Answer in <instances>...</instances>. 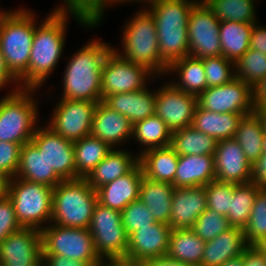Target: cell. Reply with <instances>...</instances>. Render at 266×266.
I'll use <instances>...</instances> for the list:
<instances>
[{"label":"cell","instance_id":"cell-1","mask_svg":"<svg viewBox=\"0 0 266 266\" xmlns=\"http://www.w3.org/2000/svg\"><path fill=\"white\" fill-rule=\"evenodd\" d=\"M112 50L95 39L76 52L65 70L61 99L101 102L102 67Z\"/></svg>","mask_w":266,"mask_h":266},{"label":"cell","instance_id":"cell-2","mask_svg":"<svg viewBox=\"0 0 266 266\" xmlns=\"http://www.w3.org/2000/svg\"><path fill=\"white\" fill-rule=\"evenodd\" d=\"M67 17L66 13L51 12L35 27L28 70L18 80L21 88H39L54 70L64 48Z\"/></svg>","mask_w":266,"mask_h":266},{"label":"cell","instance_id":"cell-3","mask_svg":"<svg viewBox=\"0 0 266 266\" xmlns=\"http://www.w3.org/2000/svg\"><path fill=\"white\" fill-rule=\"evenodd\" d=\"M196 0H155L148 10L155 21L160 58L169 65L189 56L188 21Z\"/></svg>","mask_w":266,"mask_h":266},{"label":"cell","instance_id":"cell-4","mask_svg":"<svg viewBox=\"0 0 266 266\" xmlns=\"http://www.w3.org/2000/svg\"><path fill=\"white\" fill-rule=\"evenodd\" d=\"M29 10L0 12V49L6 68L18 81L28 70L35 32V17Z\"/></svg>","mask_w":266,"mask_h":266},{"label":"cell","instance_id":"cell-5","mask_svg":"<svg viewBox=\"0 0 266 266\" xmlns=\"http://www.w3.org/2000/svg\"><path fill=\"white\" fill-rule=\"evenodd\" d=\"M97 194L85 178L63 180L53 188L50 223L63 227L89 229Z\"/></svg>","mask_w":266,"mask_h":266},{"label":"cell","instance_id":"cell-6","mask_svg":"<svg viewBox=\"0 0 266 266\" xmlns=\"http://www.w3.org/2000/svg\"><path fill=\"white\" fill-rule=\"evenodd\" d=\"M142 10L126 23L122 39L125 54L113 50L125 60L147 67L156 77L165 75L168 65L160 58L154 18L148 9Z\"/></svg>","mask_w":266,"mask_h":266},{"label":"cell","instance_id":"cell-7","mask_svg":"<svg viewBox=\"0 0 266 266\" xmlns=\"http://www.w3.org/2000/svg\"><path fill=\"white\" fill-rule=\"evenodd\" d=\"M16 88L0 100V141L24 145L37 130V103L30 95L37 89Z\"/></svg>","mask_w":266,"mask_h":266},{"label":"cell","instance_id":"cell-8","mask_svg":"<svg viewBox=\"0 0 266 266\" xmlns=\"http://www.w3.org/2000/svg\"><path fill=\"white\" fill-rule=\"evenodd\" d=\"M17 222L22 228L43 229L52 219L53 188L42 183L12 177L7 192Z\"/></svg>","mask_w":266,"mask_h":266},{"label":"cell","instance_id":"cell-9","mask_svg":"<svg viewBox=\"0 0 266 266\" xmlns=\"http://www.w3.org/2000/svg\"><path fill=\"white\" fill-rule=\"evenodd\" d=\"M89 231L97 254L103 260L126 259L129 236L123 226L120 211L96 203Z\"/></svg>","mask_w":266,"mask_h":266},{"label":"cell","instance_id":"cell-10","mask_svg":"<svg viewBox=\"0 0 266 266\" xmlns=\"http://www.w3.org/2000/svg\"><path fill=\"white\" fill-rule=\"evenodd\" d=\"M42 255H60L80 261H102L87 228L49 225L41 229Z\"/></svg>","mask_w":266,"mask_h":266},{"label":"cell","instance_id":"cell-11","mask_svg":"<svg viewBox=\"0 0 266 266\" xmlns=\"http://www.w3.org/2000/svg\"><path fill=\"white\" fill-rule=\"evenodd\" d=\"M154 75L147 67L127 61L112 50L102 67V101L109 95L145 89V80Z\"/></svg>","mask_w":266,"mask_h":266},{"label":"cell","instance_id":"cell-12","mask_svg":"<svg viewBox=\"0 0 266 266\" xmlns=\"http://www.w3.org/2000/svg\"><path fill=\"white\" fill-rule=\"evenodd\" d=\"M220 20L206 3H197L188 21L189 55L204 59L222 55Z\"/></svg>","mask_w":266,"mask_h":266},{"label":"cell","instance_id":"cell-13","mask_svg":"<svg viewBox=\"0 0 266 266\" xmlns=\"http://www.w3.org/2000/svg\"><path fill=\"white\" fill-rule=\"evenodd\" d=\"M98 102L60 99L48 123L54 132L71 142L91 134Z\"/></svg>","mask_w":266,"mask_h":266},{"label":"cell","instance_id":"cell-14","mask_svg":"<svg viewBox=\"0 0 266 266\" xmlns=\"http://www.w3.org/2000/svg\"><path fill=\"white\" fill-rule=\"evenodd\" d=\"M200 108L219 113H240L243 116L254 112L252 88L237 78L231 82L209 87L197 97Z\"/></svg>","mask_w":266,"mask_h":266},{"label":"cell","instance_id":"cell-15","mask_svg":"<svg viewBox=\"0 0 266 266\" xmlns=\"http://www.w3.org/2000/svg\"><path fill=\"white\" fill-rule=\"evenodd\" d=\"M37 128L31 141L40 154L44 155L48 166L62 180L76 179L73 142L61 137L48 126Z\"/></svg>","mask_w":266,"mask_h":266},{"label":"cell","instance_id":"cell-16","mask_svg":"<svg viewBox=\"0 0 266 266\" xmlns=\"http://www.w3.org/2000/svg\"><path fill=\"white\" fill-rule=\"evenodd\" d=\"M197 105V96L180 91L170 83L156 91L155 114L172 132L192 126Z\"/></svg>","mask_w":266,"mask_h":266},{"label":"cell","instance_id":"cell-17","mask_svg":"<svg viewBox=\"0 0 266 266\" xmlns=\"http://www.w3.org/2000/svg\"><path fill=\"white\" fill-rule=\"evenodd\" d=\"M0 266H42L41 232L20 228L0 243Z\"/></svg>","mask_w":266,"mask_h":266},{"label":"cell","instance_id":"cell-18","mask_svg":"<svg viewBox=\"0 0 266 266\" xmlns=\"http://www.w3.org/2000/svg\"><path fill=\"white\" fill-rule=\"evenodd\" d=\"M214 165L217 181L233 184L252 182V165L234 138L218 141Z\"/></svg>","mask_w":266,"mask_h":266},{"label":"cell","instance_id":"cell-19","mask_svg":"<svg viewBox=\"0 0 266 266\" xmlns=\"http://www.w3.org/2000/svg\"><path fill=\"white\" fill-rule=\"evenodd\" d=\"M172 228L156 222L149 227L139 228L129 236L126 259L133 262L166 255Z\"/></svg>","mask_w":266,"mask_h":266},{"label":"cell","instance_id":"cell-20","mask_svg":"<svg viewBox=\"0 0 266 266\" xmlns=\"http://www.w3.org/2000/svg\"><path fill=\"white\" fill-rule=\"evenodd\" d=\"M169 226L173 229L192 228L207 208L205 186L175 187L171 199Z\"/></svg>","mask_w":266,"mask_h":266},{"label":"cell","instance_id":"cell-21","mask_svg":"<svg viewBox=\"0 0 266 266\" xmlns=\"http://www.w3.org/2000/svg\"><path fill=\"white\" fill-rule=\"evenodd\" d=\"M143 177V169L138 162L125 175L96 189L97 201L121 212L128 204L139 199Z\"/></svg>","mask_w":266,"mask_h":266},{"label":"cell","instance_id":"cell-22","mask_svg":"<svg viewBox=\"0 0 266 266\" xmlns=\"http://www.w3.org/2000/svg\"><path fill=\"white\" fill-rule=\"evenodd\" d=\"M133 124L122 114L112 110L103 101L94 112L91 135L107 143L112 149L132 137ZM115 144V145H114Z\"/></svg>","mask_w":266,"mask_h":266},{"label":"cell","instance_id":"cell-23","mask_svg":"<svg viewBox=\"0 0 266 266\" xmlns=\"http://www.w3.org/2000/svg\"><path fill=\"white\" fill-rule=\"evenodd\" d=\"M103 102L112 110L124 115L132 124L155 114L156 91L148 88L107 96Z\"/></svg>","mask_w":266,"mask_h":266},{"label":"cell","instance_id":"cell-24","mask_svg":"<svg viewBox=\"0 0 266 266\" xmlns=\"http://www.w3.org/2000/svg\"><path fill=\"white\" fill-rule=\"evenodd\" d=\"M248 246L242 228L231 227L205 243L201 266H219L242 255Z\"/></svg>","mask_w":266,"mask_h":266},{"label":"cell","instance_id":"cell-25","mask_svg":"<svg viewBox=\"0 0 266 266\" xmlns=\"http://www.w3.org/2000/svg\"><path fill=\"white\" fill-rule=\"evenodd\" d=\"M215 180L214 155H181L172 185L206 186Z\"/></svg>","mask_w":266,"mask_h":266},{"label":"cell","instance_id":"cell-26","mask_svg":"<svg viewBox=\"0 0 266 266\" xmlns=\"http://www.w3.org/2000/svg\"><path fill=\"white\" fill-rule=\"evenodd\" d=\"M15 177L31 182L42 183L49 187H56L63 180L51 169L40 154L37 146L32 142L22 145L19 164Z\"/></svg>","mask_w":266,"mask_h":266},{"label":"cell","instance_id":"cell-27","mask_svg":"<svg viewBox=\"0 0 266 266\" xmlns=\"http://www.w3.org/2000/svg\"><path fill=\"white\" fill-rule=\"evenodd\" d=\"M174 189L171 183L142 178L139 200L149 208L156 222L169 224Z\"/></svg>","mask_w":266,"mask_h":266},{"label":"cell","instance_id":"cell-28","mask_svg":"<svg viewBox=\"0 0 266 266\" xmlns=\"http://www.w3.org/2000/svg\"><path fill=\"white\" fill-rule=\"evenodd\" d=\"M179 155L170 147L152 148L138 155L144 176L154 181L173 183Z\"/></svg>","mask_w":266,"mask_h":266},{"label":"cell","instance_id":"cell-29","mask_svg":"<svg viewBox=\"0 0 266 266\" xmlns=\"http://www.w3.org/2000/svg\"><path fill=\"white\" fill-rule=\"evenodd\" d=\"M242 116L240 113L213 112L197 105L192 126L217 141L226 140L233 138Z\"/></svg>","mask_w":266,"mask_h":266},{"label":"cell","instance_id":"cell-30","mask_svg":"<svg viewBox=\"0 0 266 266\" xmlns=\"http://www.w3.org/2000/svg\"><path fill=\"white\" fill-rule=\"evenodd\" d=\"M132 156L127 151L114 148L85 179L96 190L128 173L138 163V157Z\"/></svg>","mask_w":266,"mask_h":266},{"label":"cell","instance_id":"cell-31","mask_svg":"<svg viewBox=\"0 0 266 266\" xmlns=\"http://www.w3.org/2000/svg\"><path fill=\"white\" fill-rule=\"evenodd\" d=\"M176 72L181 81L171 84L187 94L199 96L207 89L206 75L203 60L200 58L185 56L168 65L167 72Z\"/></svg>","mask_w":266,"mask_h":266},{"label":"cell","instance_id":"cell-32","mask_svg":"<svg viewBox=\"0 0 266 266\" xmlns=\"http://www.w3.org/2000/svg\"><path fill=\"white\" fill-rule=\"evenodd\" d=\"M254 24L235 21L220 22L219 37L222 56L236 63L249 50Z\"/></svg>","mask_w":266,"mask_h":266},{"label":"cell","instance_id":"cell-33","mask_svg":"<svg viewBox=\"0 0 266 266\" xmlns=\"http://www.w3.org/2000/svg\"><path fill=\"white\" fill-rule=\"evenodd\" d=\"M205 241L191 229H173L167 255L190 266H201Z\"/></svg>","mask_w":266,"mask_h":266},{"label":"cell","instance_id":"cell-34","mask_svg":"<svg viewBox=\"0 0 266 266\" xmlns=\"http://www.w3.org/2000/svg\"><path fill=\"white\" fill-rule=\"evenodd\" d=\"M76 179L88 174L108 155L112 148L91 134L73 142Z\"/></svg>","mask_w":266,"mask_h":266},{"label":"cell","instance_id":"cell-35","mask_svg":"<svg viewBox=\"0 0 266 266\" xmlns=\"http://www.w3.org/2000/svg\"><path fill=\"white\" fill-rule=\"evenodd\" d=\"M218 141L188 126L172 132L170 147L177 155H214Z\"/></svg>","mask_w":266,"mask_h":266},{"label":"cell","instance_id":"cell-36","mask_svg":"<svg viewBox=\"0 0 266 266\" xmlns=\"http://www.w3.org/2000/svg\"><path fill=\"white\" fill-rule=\"evenodd\" d=\"M233 138L243 149L246 159L253 165L263 154L264 131L259 116L255 112L242 116Z\"/></svg>","mask_w":266,"mask_h":266},{"label":"cell","instance_id":"cell-37","mask_svg":"<svg viewBox=\"0 0 266 266\" xmlns=\"http://www.w3.org/2000/svg\"><path fill=\"white\" fill-rule=\"evenodd\" d=\"M132 135L139 143L146 146L143 151L152 148H164L170 146L172 131L167 124L156 114L133 124Z\"/></svg>","mask_w":266,"mask_h":266},{"label":"cell","instance_id":"cell-38","mask_svg":"<svg viewBox=\"0 0 266 266\" xmlns=\"http://www.w3.org/2000/svg\"><path fill=\"white\" fill-rule=\"evenodd\" d=\"M261 188L254 182L235 184V190L231 195L230 211L227 218L232 227L244 229L247 225L255 196Z\"/></svg>","mask_w":266,"mask_h":266},{"label":"cell","instance_id":"cell-39","mask_svg":"<svg viewBox=\"0 0 266 266\" xmlns=\"http://www.w3.org/2000/svg\"><path fill=\"white\" fill-rule=\"evenodd\" d=\"M255 0H208L207 6L222 21L255 23Z\"/></svg>","mask_w":266,"mask_h":266},{"label":"cell","instance_id":"cell-40","mask_svg":"<svg viewBox=\"0 0 266 266\" xmlns=\"http://www.w3.org/2000/svg\"><path fill=\"white\" fill-rule=\"evenodd\" d=\"M65 5L56 7V13L70 12V15L76 17L82 26L92 27L102 21L103 12L108 5V0H64ZM107 4V5H106Z\"/></svg>","mask_w":266,"mask_h":266},{"label":"cell","instance_id":"cell-41","mask_svg":"<svg viewBox=\"0 0 266 266\" xmlns=\"http://www.w3.org/2000/svg\"><path fill=\"white\" fill-rule=\"evenodd\" d=\"M235 78L246 82L251 88L266 76V54L249 49L235 63Z\"/></svg>","mask_w":266,"mask_h":266},{"label":"cell","instance_id":"cell-42","mask_svg":"<svg viewBox=\"0 0 266 266\" xmlns=\"http://www.w3.org/2000/svg\"><path fill=\"white\" fill-rule=\"evenodd\" d=\"M243 232L248 245H253L266 236V189L261 188L257 192L249 221Z\"/></svg>","mask_w":266,"mask_h":266},{"label":"cell","instance_id":"cell-43","mask_svg":"<svg viewBox=\"0 0 266 266\" xmlns=\"http://www.w3.org/2000/svg\"><path fill=\"white\" fill-rule=\"evenodd\" d=\"M232 226L228 218L211 209L206 210L197 218L191 228L203 241H211Z\"/></svg>","mask_w":266,"mask_h":266},{"label":"cell","instance_id":"cell-44","mask_svg":"<svg viewBox=\"0 0 266 266\" xmlns=\"http://www.w3.org/2000/svg\"><path fill=\"white\" fill-rule=\"evenodd\" d=\"M202 60L207 88L227 84L235 78V71L233 70L235 63L224 56L206 57Z\"/></svg>","mask_w":266,"mask_h":266},{"label":"cell","instance_id":"cell-45","mask_svg":"<svg viewBox=\"0 0 266 266\" xmlns=\"http://www.w3.org/2000/svg\"><path fill=\"white\" fill-rule=\"evenodd\" d=\"M207 195V208L227 217L230 211L231 195L235 190V184L211 181L205 186Z\"/></svg>","mask_w":266,"mask_h":266},{"label":"cell","instance_id":"cell-46","mask_svg":"<svg viewBox=\"0 0 266 266\" xmlns=\"http://www.w3.org/2000/svg\"><path fill=\"white\" fill-rule=\"evenodd\" d=\"M123 226L130 236L139 228L149 227L156 223L149 208L139 199L128 204L122 211Z\"/></svg>","mask_w":266,"mask_h":266},{"label":"cell","instance_id":"cell-47","mask_svg":"<svg viewBox=\"0 0 266 266\" xmlns=\"http://www.w3.org/2000/svg\"><path fill=\"white\" fill-rule=\"evenodd\" d=\"M20 228L11 199L8 195L0 196V243Z\"/></svg>","mask_w":266,"mask_h":266},{"label":"cell","instance_id":"cell-48","mask_svg":"<svg viewBox=\"0 0 266 266\" xmlns=\"http://www.w3.org/2000/svg\"><path fill=\"white\" fill-rule=\"evenodd\" d=\"M21 144L0 141V170L15 177L19 164Z\"/></svg>","mask_w":266,"mask_h":266},{"label":"cell","instance_id":"cell-49","mask_svg":"<svg viewBox=\"0 0 266 266\" xmlns=\"http://www.w3.org/2000/svg\"><path fill=\"white\" fill-rule=\"evenodd\" d=\"M102 261H80L60 255H42V266H99Z\"/></svg>","mask_w":266,"mask_h":266},{"label":"cell","instance_id":"cell-50","mask_svg":"<svg viewBox=\"0 0 266 266\" xmlns=\"http://www.w3.org/2000/svg\"><path fill=\"white\" fill-rule=\"evenodd\" d=\"M254 24L251 31V38L249 49L260 51L263 54H266V28L260 25Z\"/></svg>","mask_w":266,"mask_h":266},{"label":"cell","instance_id":"cell-51","mask_svg":"<svg viewBox=\"0 0 266 266\" xmlns=\"http://www.w3.org/2000/svg\"><path fill=\"white\" fill-rule=\"evenodd\" d=\"M252 182L266 189V154H262L252 165Z\"/></svg>","mask_w":266,"mask_h":266},{"label":"cell","instance_id":"cell-52","mask_svg":"<svg viewBox=\"0 0 266 266\" xmlns=\"http://www.w3.org/2000/svg\"><path fill=\"white\" fill-rule=\"evenodd\" d=\"M243 266H266V257L253 245L243 252Z\"/></svg>","mask_w":266,"mask_h":266},{"label":"cell","instance_id":"cell-53","mask_svg":"<svg viewBox=\"0 0 266 266\" xmlns=\"http://www.w3.org/2000/svg\"><path fill=\"white\" fill-rule=\"evenodd\" d=\"M252 106L254 110L266 106V76L252 87Z\"/></svg>","mask_w":266,"mask_h":266},{"label":"cell","instance_id":"cell-54","mask_svg":"<svg viewBox=\"0 0 266 266\" xmlns=\"http://www.w3.org/2000/svg\"><path fill=\"white\" fill-rule=\"evenodd\" d=\"M139 266H190L174 258L169 257L167 254L144 260L139 263Z\"/></svg>","mask_w":266,"mask_h":266},{"label":"cell","instance_id":"cell-55","mask_svg":"<svg viewBox=\"0 0 266 266\" xmlns=\"http://www.w3.org/2000/svg\"><path fill=\"white\" fill-rule=\"evenodd\" d=\"M12 80L16 81V83L18 82L6 68L4 57L0 49V90L4 86H6L7 83L9 84Z\"/></svg>","mask_w":266,"mask_h":266},{"label":"cell","instance_id":"cell-56","mask_svg":"<svg viewBox=\"0 0 266 266\" xmlns=\"http://www.w3.org/2000/svg\"><path fill=\"white\" fill-rule=\"evenodd\" d=\"M99 266H139V263L127 259H108V262L106 259V262H104L103 259Z\"/></svg>","mask_w":266,"mask_h":266},{"label":"cell","instance_id":"cell-57","mask_svg":"<svg viewBox=\"0 0 266 266\" xmlns=\"http://www.w3.org/2000/svg\"><path fill=\"white\" fill-rule=\"evenodd\" d=\"M11 177L0 170V196L7 195Z\"/></svg>","mask_w":266,"mask_h":266},{"label":"cell","instance_id":"cell-58","mask_svg":"<svg viewBox=\"0 0 266 266\" xmlns=\"http://www.w3.org/2000/svg\"><path fill=\"white\" fill-rule=\"evenodd\" d=\"M219 266H243V254L229 259Z\"/></svg>","mask_w":266,"mask_h":266},{"label":"cell","instance_id":"cell-59","mask_svg":"<svg viewBox=\"0 0 266 266\" xmlns=\"http://www.w3.org/2000/svg\"><path fill=\"white\" fill-rule=\"evenodd\" d=\"M254 112L259 116L263 126L264 134H266V108H259L257 110H254Z\"/></svg>","mask_w":266,"mask_h":266},{"label":"cell","instance_id":"cell-60","mask_svg":"<svg viewBox=\"0 0 266 266\" xmlns=\"http://www.w3.org/2000/svg\"><path fill=\"white\" fill-rule=\"evenodd\" d=\"M266 257V236L260 238L253 244Z\"/></svg>","mask_w":266,"mask_h":266},{"label":"cell","instance_id":"cell-61","mask_svg":"<svg viewBox=\"0 0 266 266\" xmlns=\"http://www.w3.org/2000/svg\"><path fill=\"white\" fill-rule=\"evenodd\" d=\"M122 1H125V2H128V1H131V0H108V5H109V3H110V5H112L113 3H116V2H122ZM132 1H135V0H132ZM138 0H136V2H137ZM140 2L141 1H145V2H147L148 4H151V3H153L155 0H139ZM150 2V3H149ZM112 3V4H111Z\"/></svg>","mask_w":266,"mask_h":266},{"label":"cell","instance_id":"cell-62","mask_svg":"<svg viewBox=\"0 0 266 266\" xmlns=\"http://www.w3.org/2000/svg\"><path fill=\"white\" fill-rule=\"evenodd\" d=\"M262 153L266 154V134H264V138L262 141Z\"/></svg>","mask_w":266,"mask_h":266},{"label":"cell","instance_id":"cell-63","mask_svg":"<svg viewBox=\"0 0 266 266\" xmlns=\"http://www.w3.org/2000/svg\"><path fill=\"white\" fill-rule=\"evenodd\" d=\"M208 0H199L198 3H206Z\"/></svg>","mask_w":266,"mask_h":266}]
</instances>
